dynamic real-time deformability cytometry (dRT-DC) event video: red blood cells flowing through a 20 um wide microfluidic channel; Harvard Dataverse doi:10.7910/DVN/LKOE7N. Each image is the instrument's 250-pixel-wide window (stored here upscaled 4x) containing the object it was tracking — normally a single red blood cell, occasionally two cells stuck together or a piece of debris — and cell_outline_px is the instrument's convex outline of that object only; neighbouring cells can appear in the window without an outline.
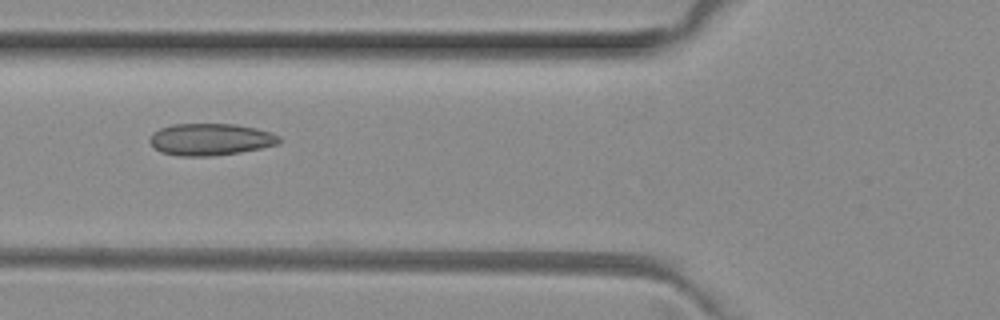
{"species": "common noctule bat (a hibernating species)", "species_latin": "Nyctalus noctula", "temperature_condition": "room temperature", "stored_images_in_passage": 4, "camera_frame_rate_fps": 3000, "um_per_image_px": 0.085, "animal": {"sex": "female", "body_mass_g": 29.2, "forearm_length_mm": 56.3}, "frame": {"image": 1, "passage_image": 4, "time_ms": 1.0, "image_size_px": [1000, 320], "cell_outline_px": [[280, 144], [240, 152], [212, 156], [180, 156], [160, 152], [148, 140], [152, 132], [160, 128], [172, 124], [236, 124], [256, 128], [272, 132], [280, 136]], "centroid_in_image_um": [17.89, 11.84], "position_along_channel_um": 107.9, "area_um2": 24.22}}